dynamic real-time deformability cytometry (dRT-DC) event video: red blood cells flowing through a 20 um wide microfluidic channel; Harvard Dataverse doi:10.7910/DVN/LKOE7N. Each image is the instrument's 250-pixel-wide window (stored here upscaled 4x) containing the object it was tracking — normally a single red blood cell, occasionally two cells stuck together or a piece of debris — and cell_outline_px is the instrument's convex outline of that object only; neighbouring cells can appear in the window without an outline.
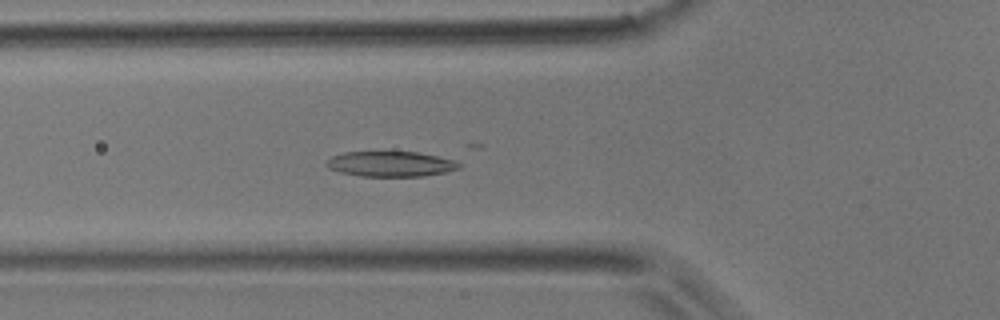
{"species": "common noctule bat (a hibernating species)", "species_latin": "Nyctalus noctula", "temperature_condition": "room temperature", "stored_images_in_passage": 44, "camera_frame_rate_fps": 3000, "um_per_image_px": 0.085, "animal": {"sex": "male", "body_mass_g": 17.9}, "frame": {"image": 1, "passage_image": 14, "time_ms": 4.333, "image_size_px": [1000, 320], "cell_outline_px": [[460, 168], [444, 172], [424, 176], [360, 176], [340, 172], [328, 168], [324, 164], [332, 156], [344, 152], [416, 152], [456, 160], [460, 164]], "centroid_in_image_um": [33.19, 13.94], "position_along_channel_um": 92.6, "area_um2": 19.42}}
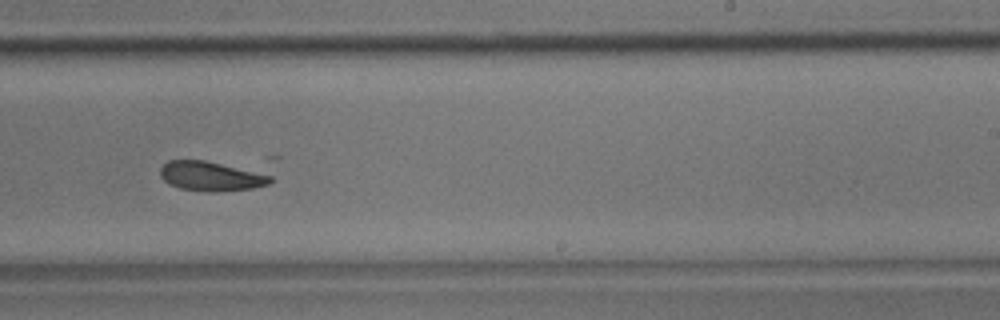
{"frame": {"image": 2, "passage_image": 26, "time_ms": 8.333, "image_size_px": [1000, 320], "cell_outline_px": [[272, 180], [268, 184], [252, 188], [212, 192], [208, 192], [180, 188], [168, 184], [160, 176], [160, 168], [168, 160], [204, 160], [272, 176]], "centroid_in_image_um": [17.86, 14.98], "position_along_channel_um": 271.1, "area_um2": 18.55}}
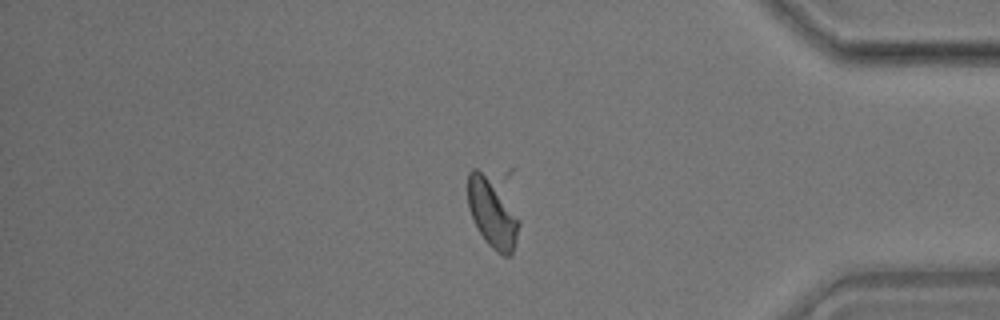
{"frame": {"image": 3, "passage_image": 36, "time_ms": 11.667, "image_size_px": [1000, 320], "cell_outline_px": [[520, 224], [512, 256], [504, 256], [496, 252], [484, 240], [468, 208], [468, 172], [472, 168], [512, 168], [520, 220]], "centroid_in_image_um": [42.06, 17.61], "position_along_channel_um": 393.1, "area_um2": 25.89}}